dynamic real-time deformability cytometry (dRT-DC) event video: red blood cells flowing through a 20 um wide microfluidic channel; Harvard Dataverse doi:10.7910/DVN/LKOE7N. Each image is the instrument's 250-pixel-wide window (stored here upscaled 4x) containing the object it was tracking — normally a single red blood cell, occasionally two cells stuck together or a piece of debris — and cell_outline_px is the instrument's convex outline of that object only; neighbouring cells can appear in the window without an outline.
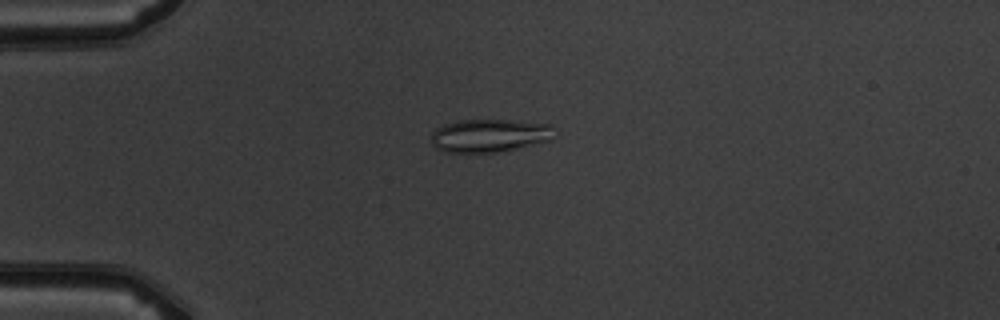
{"species": "common noctule bat (a hibernating species)", "species_latin": "Nyctalus noctula", "temperature_condition": "warm", "stored_images_in_passage": 7, "camera_frame_rate_fps": 3000, "um_per_image_px": 0.085, "animal": {"sex": "male", "body_mass_g": 19.5, "forearm_length_mm": 54.6}, "frame": {"image": 1, "passage_image": 2, "time_ms": 1.333, "image_size_px": [1000, 320], "cell_outline_px": [[556, 136], [552, 140], [496, 152], [444, 152], [436, 148], [432, 144], [432, 132], [436, 128], [444, 124], [456, 120], [516, 120], [552, 124], [556, 128]], "centroid_in_image_um": [41.66, 11.5], "position_along_channel_um": 43.3, "area_um2": 24.04}}
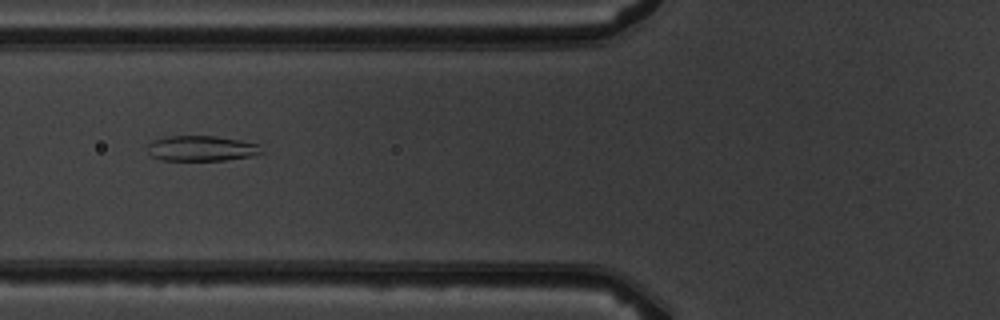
{"frame": {"image": 2, "passage_image": 4, "time_ms": 3.667, "image_size_px": [1000, 320], "cell_outline_px": [[264, 152], [252, 156], [224, 160], [160, 160], [152, 156], [148, 152], [148, 144], [152, 140], [168, 136], [216, 136], [240, 140], [260, 144]], "centroid_in_image_um": [17.14, 12.61], "position_along_channel_um": 108.7, "area_um2": 16.94}}
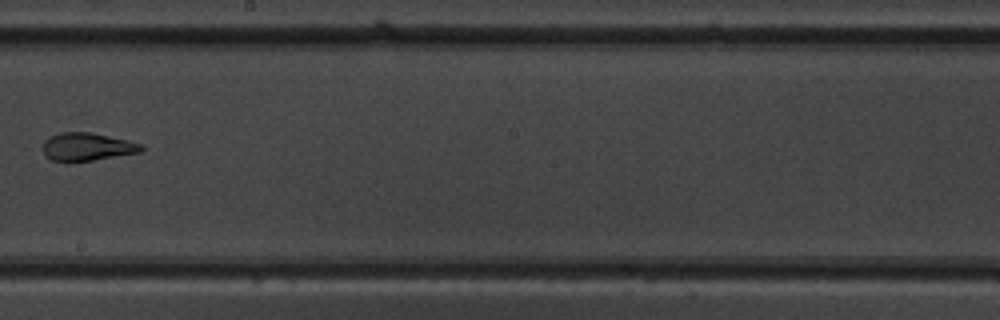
{"frame": {"image": 3, "passage_image": 7, "time_ms": 7.0, "image_size_px": [1000, 320], "cell_outline_px": [[144, 148], [140, 152], [92, 160], [52, 160], [44, 156], [44, 140], [60, 132], [88, 132], [128, 140], [140, 144]], "centroid_in_image_um": [7.4, 12.46], "position_along_channel_um": 240.8, "area_um2": 15.55}}